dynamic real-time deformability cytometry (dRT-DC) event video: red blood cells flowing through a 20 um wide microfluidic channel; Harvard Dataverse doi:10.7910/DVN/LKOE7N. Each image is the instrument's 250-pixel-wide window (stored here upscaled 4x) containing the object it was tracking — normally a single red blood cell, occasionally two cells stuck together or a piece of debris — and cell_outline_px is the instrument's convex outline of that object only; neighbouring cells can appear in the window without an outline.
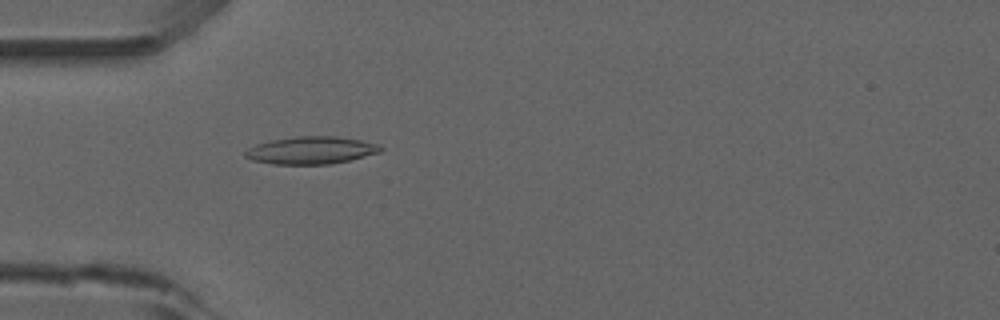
{"species": "common noctule bat (a hibernating species)", "species_latin": "Nyctalus noctula", "temperature_condition": "room temperature", "stored_images_in_passage": 52, "camera_frame_rate_fps": 3000, "um_per_image_px": 0.085, "animal": {"sex": "male", "forearm_length_mm": 52.5}, "frame": {"image": 1, "passage_image": 16, "time_ms": 5.0, "image_size_px": [1000, 320], "cell_outline_px": [[384, 148], [380, 152], [332, 164], [272, 164], [252, 160], [244, 156], [244, 152], [248, 148], [256, 144], [272, 140], [296, 136], [336, 136], [360, 140], [380, 144]], "centroid_in_image_um": [26.44, 12.77], "position_along_channel_um": 58.6, "area_um2": 21.68}}
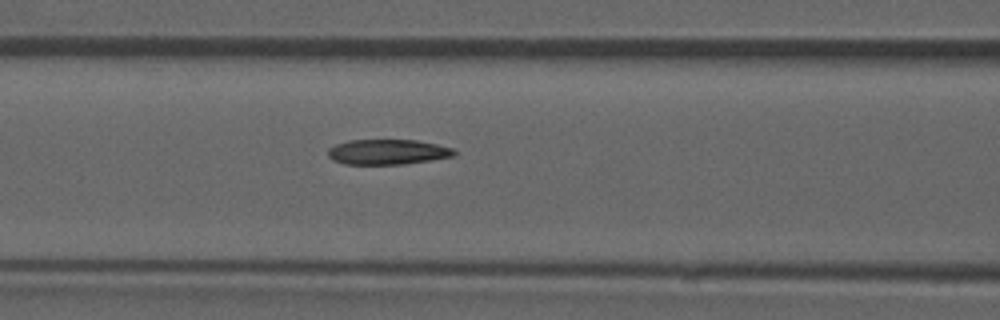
{"frame": {"image": 2, "passage_image": 22, "time_ms": 7.0, "image_size_px": [1000, 320], "cell_outline_px": [[456, 152], [452, 156], [404, 164], [344, 164], [332, 160], [328, 156], [328, 148], [336, 144], [348, 140], [416, 140], [436, 144], [452, 148]], "centroid_in_image_um": [32.89, 12.91], "position_along_channel_um": 133.7, "area_um2": 18.38}}
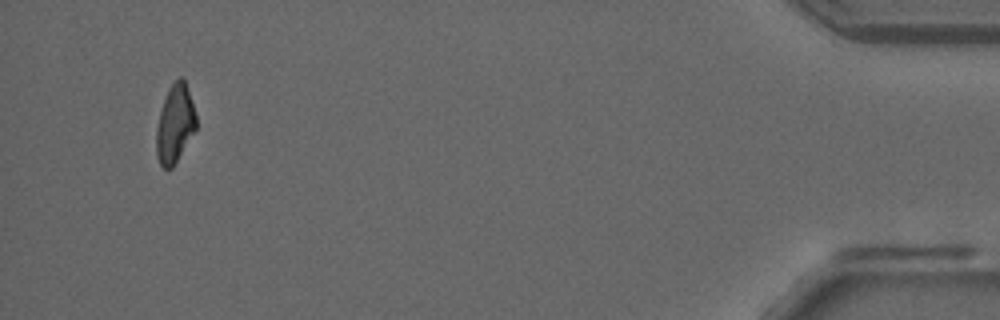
{"frame": {"image": 3, "passage_image": 50, "time_ms": 16.333, "image_size_px": [1000, 320], "cell_outline_px": [[196, 128], [172, 168], [164, 168], [160, 164], [156, 156], [156, 128], [160, 112], [168, 88], [180, 76], [184, 80], [196, 116]], "centroid_in_image_um": [14.84, 10.55], "position_along_channel_um": 420.4, "area_um2": 17.69}, "authors_computed_cell_mechanics": {"area_um2": 19.5075, "velocity_mm_per_s": 3.9165, "shape_relaxation_time_tau1_ms": null, "shape_relaxation_time_tau2_ms": 4.2906, "deformation_change_tau1": null, "deformation_change_tau2": 0.1287}}